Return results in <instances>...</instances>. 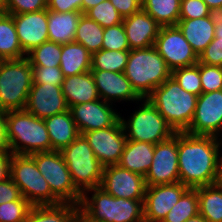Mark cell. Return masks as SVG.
I'll use <instances>...</instances> for the list:
<instances>
[{"mask_svg": "<svg viewBox=\"0 0 222 222\" xmlns=\"http://www.w3.org/2000/svg\"><path fill=\"white\" fill-rule=\"evenodd\" d=\"M221 138L178 132L180 182L188 188L216 184Z\"/></svg>", "mask_w": 222, "mask_h": 222, "instance_id": "1", "label": "cell"}, {"mask_svg": "<svg viewBox=\"0 0 222 222\" xmlns=\"http://www.w3.org/2000/svg\"><path fill=\"white\" fill-rule=\"evenodd\" d=\"M6 130L12 154L31 155L51 151L49 134L40 119L24 110L6 111Z\"/></svg>", "mask_w": 222, "mask_h": 222, "instance_id": "2", "label": "cell"}, {"mask_svg": "<svg viewBox=\"0 0 222 222\" xmlns=\"http://www.w3.org/2000/svg\"><path fill=\"white\" fill-rule=\"evenodd\" d=\"M197 98L185 91L172 76L147 97L175 132H185L189 128Z\"/></svg>", "mask_w": 222, "mask_h": 222, "instance_id": "3", "label": "cell"}, {"mask_svg": "<svg viewBox=\"0 0 222 222\" xmlns=\"http://www.w3.org/2000/svg\"><path fill=\"white\" fill-rule=\"evenodd\" d=\"M89 192H93L91 199ZM79 206L99 222H144V199L115 198L100 187L86 190Z\"/></svg>", "mask_w": 222, "mask_h": 222, "instance_id": "4", "label": "cell"}, {"mask_svg": "<svg viewBox=\"0 0 222 222\" xmlns=\"http://www.w3.org/2000/svg\"><path fill=\"white\" fill-rule=\"evenodd\" d=\"M124 74L136 93L144 99L167 80L172 71L152 46L146 49L129 50Z\"/></svg>", "mask_w": 222, "mask_h": 222, "instance_id": "5", "label": "cell"}, {"mask_svg": "<svg viewBox=\"0 0 222 222\" xmlns=\"http://www.w3.org/2000/svg\"><path fill=\"white\" fill-rule=\"evenodd\" d=\"M32 84V66L26 56L3 60L0 68V110H24Z\"/></svg>", "mask_w": 222, "mask_h": 222, "instance_id": "6", "label": "cell"}, {"mask_svg": "<svg viewBox=\"0 0 222 222\" xmlns=\"http://www.w3.org/2000/svg\"><path fill=\"white\" fill-rule=\"evenodd\" d=\"M60 152L75 187L82 194L88 189L100 187L104 166L95 157L83 134H80Z\"/></svg>", "mask_w": 222, "mask_h": 222, "instance_id": "7", "label": "cell"}, {"mask_svg": "<svg viewBox=\"0 0 222 222\" xmlns=\"http://www.w3.org/2000/svg\"><path fill=\"white\" fill-rule=\"evenodd\" d=\"M10 178L18 186L21 195L32 206L61 203L53 195L31 155L12 154Z\"/></svg>", "mask_w": 222, "mask_h": 222, "instance_id": "8", "label": "cell"}, {"mask_svg": "<svg viewBox=\"0 0 222 222\" xmlns=\"http://www.w3.org/2000/svg\"><path fill=\"white\" fill-rule=\"evenodd\" d=\"M127 121L120 117L127 140L157 144L171 138L176 132L156 107L147 99ZM128 132V133H126Z\"/></svg>", "mask_w": 222, "mask_h": 222, "instance_id": "9", "label": "cell"}, {"mask_svg": "<svg viewBox=\"0 0 222 222\" xmlns=\"http://www.w3.org/2000/svg\"><path fill=\"white\" fill-rule=\"evenodd\" d=\"M31 156L53 195L61 203L80 205L83 194L75 187L61 152L53 150Z\"/></svg>", "mask_w": 222, "mask_h": 222, "instance_id": "10", "label": "cell"}, {"mask_svg": "<svg viewBox=\"0 0 222 222\" xmlns=\"http://www.w3.org/2000/svg\"><path fill=\"white\" fill-rule=\"evenodd\" d=\"M154 47L171 71L198 63V55L177 26H161Z\"/></svg>", "mask_w": 222, "mask_h": 222, "instance_id": "11", "label": "cell"}, {"mask_svg": "<svg viewBox=\"0 0 222 222\" xmlns=\"http://www.w3.org/2000/svg\"><path fill=\"white\" fill-rule=\"evenodd\" d=\"M180 182L178 167V132L166 141L155 144L154 157L146 176V186Z\"/></svg>", "mask_w": 222, "mask_h": 222, "instance_id": "12", "label": "cell"}, {"mask_svg": "<svg viewBox=\"0 0 222 222\" xmlns=\"http://www.w3.org/2000/svg\"><path fill=\"white\" fill-rule=\"evenodd\" d=\"M220 131H222V90L202 93L197 98L192 122L185 132L219 138L222 135Z\"/></svg>", "mask_w": 222, "mask_h": 222, "instance_id": "13", "label": "cell"}, {"mask_svg": "<svg viewBox=\"0 0 222 222\" xmlns=\"http://www.w3.org/2000/svg\"><path fill=\"white\" fill-rule=\"evenodd\" d=\"M95 157L105 167L118 164L127 138L119 120L114 126L83 133Z\"/></svg>", "mask_w": 222, "mask_h": 222, "instance_id": "14", "label": "cell"}, {"mask_svg": "<svg viewBox=\"0 0 222 222\" xmlns=\"http://www.w3.org/2000/svg\"><path fill=\"white\" fill-rule=\"evenodd\" d=\"M145 177L120 167L118 164L103 168L100 188L115 198L144 199Z\"/></svg>", "mask_w": 222, "mask_h": 222, "instance_id": "15", "label": "cell"}, {"mask_svg": "<svg viewBox=\"0 0 222 222\" xmlns=\"http://www.w3.org/2000/svg\"><path fill=\"white\" fill-rule=\"evenodd\" d=\"M112 108V104L98 99L71 106L69 110L79 133L83 134L88 131L114 126L121 116Z\"/></svg>", "mask_w": 222, "mask_h": 222, "instance_id": "16", "label": "cell"}, {"mask_svg": "<svg viewBox=\"0 0 222 222\" xmlns=\"http://www.w3.org/2000/svg\"><path fill=\"white\" fill-rule=\"evenodd\" d=\"M188 189L181 182L147 186L144 198V222H161Z\"/></svg>", "mask_w": 222, "mask_h": 222, "instance_id": "17", "label": "cell"}, {"mask_svg": "<svg viewBox=\"0 0 222 222\" xmlns=\"http://www.w3.org/2000/svg\"><path fill=\"white\" fill-rule=\"evenodd\" d=\"M25 110L45 119L69 110L61 86L33 83L29 91Z\"/></svg>", "mask_w": 222, "mask_h": 222, "instance_id": "18", "label": "cell"}, {"mask_svg": "<svg viewBox=\"0 0 222 222\" xmlns=\"http://www.w3.org/2000/svg\"><path fill=\"white\" fill-rule=\"evenodd\" d=\"M13 15L15 29L25 54L48 39L47 9Z\"/></svg>", "mask_w": 222, "mask_h": 222, "instance_id": "19", "label": "cell"}, {"mask_svg": "<svg viewBox=\"0 0 222 222\" xmlns=\"http://www.w3.org/2000/svg\"><path fill=\"white\" fill-rule=\"evenodd\" d=\"M100 99L107 103L112 101H141L124 72L91 70Z\"/></svg>", "mask_w": 222, "mask_h": 222, "instance_id": "20", "label": "cell"}, {"mask_svg": "<svg viewBox=\"0 0 222 222\" xmlns=\"http://www.w3.org/2000/svg\"><path fill=\"white\" fill-rule=\"evenodd\" d=\"M130 50L154 46L161 25L144 9H140L122 21Z\"/></svg>", "mask_w": 222, "mask_h": 222, "instance_id": "21", "label": "cell"}, {"mask_svg": "<svg viewBox=\"0 0 222 222\" xmlns=\"http://www.w3.org/2000/svg\"><path fill=\"white\" fill-rule=\"evenodd\" d=\"M176 26L199 56L215 37V13L203 18L179 19Z\"/></svg>", "mask_w": 222, "mask_h": 222, "instance_id": "22", "label": "cell"}, {"mask_svg": "<svg viewBox=\"0 0 222 222\" xmlns=\"http://www.w3.org/2000/svg\"><path fill=\"white\" fill-rule=\"evenodd\" d=\"M61 89L69 108L100 99L91 71L64 77Z\"/></svg>", "mask_w": 222, "mask_h": 222, "instance_id": "23", "label": "cell"}, {"mask_svg": "<svg viewBox=\"0 0 222 222\" xmlns=\"http://www.w3.org/2000/svg\"><path fill=\"white\" fill-rule=\"evenodd\" d=\"M44 123L49 134L51 151H61L80 135L70 110L47 117Z\"/></svg>", "mask_w": 222, "mask_h": 222, "instance_id": "24", "label": "cell"}, {"mask_svg": "<svg viewBox=\"0 0 222 222\" xmlns=\"http://www.w3.org/2000/svg\"><path fill=\"white\" fill-rule=\"evenodd\" d=\"M154 148L151 143L127 140L118 165L145 177L152 164Z\"/></svg>", "mask_w": 222, "mask_h": 222, "instance_id": "25", "label": "cell"}, {"mask_svg": "<svg viewBox=\"0 0 222 222\" xmlns=\"http://www.w3.org/2000/svg\"><path fill=\"white\" fill-rule=\"evenodd\" d=\"M82 12L59 13L47 9L48 39L58 44L74 42L75 33Z\"/></svg>", "mask_w": 222, "mask_h": 222, "instance_id": "26", "label": "cell"}, {"mask_svg": "<svg viewBox=\"0 0 222 222\" xmlns=\"http://www.w3.org/2000/svg\"><path fill=\"white\" fill-rule=\"evenodd\" d=\"M92 54L76 42L62 44L60 69L64 77L91 71Z\"/></svg>", "mask_w": 222, "mask_h": 222, "instance_id": "27", "label": "cell"}, {"mask_svg": "<svg viewBox=\"0 0 222 222\" xmlns=\"http://www.w3.org/2000/svg\"><path fill=\"white\" fill-rule=\"evenodd\" d=\"M79 208L71 203L36 205L32 206L23 222H71Z\"/></svg>", "mask_w": 222, "mask_h": 222, "instance_id": "28", "label": "cell"}, {"mask_svg": "<svg viewBox=\"0 0 222 222\" xmlns=\"http://www.w3.org/2000/svg\"><path fill=\"white\" fill-rule=\"evenodd\" d=\"M25 56L15 29L13 15L0 14V59H20Z\"/></svg>", "mask_w": 222, "mask_h": 222, "instance_id": "29", "label": "cell"}, {"mask_svg": "<svg viewBox=\"0 0 222 222\" xmlns=\"http://www.w3.org/2000/svg\"><path fill=\"white\" fill-rule=\"evenodd\" d=\"M199 214L208 222H222V186L213 184L196 188Z\"/></svg>", "mask_w": 222, "mask_h": 222, "instance_id": "30", "label": "cell"}, {"mask_svg": "<svg viewBox=\"0 0 222 222\" xmlns=\"http://www.w3.org/2000/svg\"><path fill=\"white\" fill-rule=\"evenodd\" d=\"M144 9L161 26H176L181 0H141Z\"/></svg>", "mask_w": 222, "mask_h": 222, "instance_id": "31", "label": "cell"}, {"mask_svg": "<svg viewBox=\"0 0 222 222\" xmlns=\"http://www.w3.org/2000/svg\"><path fill=\"white\" fill-rule=\"evenodd\" d=\"M104 28L82 14L75 33L74 42L82 44L91 54L102 49Z\"/></svg>", "mask_w": 222, "mask_h": 222, "instance_id": "32", "label": "cell"}, {"mask_svg": "<svg viewBox=\"0 0 222 222\" xmlns=\"http://www.w3.org/2000/svg\"><path fill=\"white\" fill-rule=\"evenodd\" d=\"M198 214V192L196 188H188L161 222H185Z\"/></svg>", "mask_w": 222, "mask_h": 222, "instance_id": "33", "label": "cell"}, {"mask_svg": "<svg viewBox=\"0 0 222 222\" xmlns=\"http://www.w3.org/2000/svg\"><path fill=\"white\" fill-rule=\"evenodd\" d=\"M128 56L129 50L116 51L101 49L92 54L91 70L124 72Z\"/></svg>", "mask_w": 222, "mask_h": 222, "instance_id": "34", "label": "cell"}, {"mask_svg": "<svg viewBox=\"0 0 222 222\" xmlns=\"http://www.w3.org/2000/svg\"><path fill=\"white\" fill-rule=\"evenodd\" d=\"M62 44L46 41L26 54L31 66L59 67Z\"/></svg>", "mask_w": 222, "mask_h": 222, "instance_id": "35", "label": "cell"}, {"mask_svg": "<svg viewBox=\"0 0 222 222\" xmlns=\"http://www.w3.org/2000/svg\"><path fill=\"white\" fill-rule=\"evenodd\" d=\"M171 76L185 91L197 96L202 94L199 62L191 66L174 69Z\"/></svg>", "mask_w": 222, "mask_h": 222, "instance_id": "36", "label": "cell"}, {"mask_svg": "<svg viewBox=\"0 0 222 222\" xmlns=\"http://www.w3.org/2000/svg\"><path fill=\"white\" fill-rule=\"evenodd\" d=\"M214 39L198 56V62L222 67V20L215 13Z\"/></svg>", "mask_w": 222, "mask_h": 222, "instance_id": "37", "label": "cell"}, {"mask_svg": "<svg viewBox=\"0 0 222 222\" xmlns=\"http://www.w3.org/2000/svg\"><path fill=\"white\" fill-rule=\"evenodd\" d=\"M85 15L96 21L103 28L118 25L123 21V18L109 0H104L92 7Z\"/></svg>", "mask_w": 222, "mask_h": 222, "instance_id": "38", "label": "cell"}, {"mask_svg": "<svg viewBox=\"0 0 222 222\" xmlns=\"http://www.w3.org/2000/svg\"><path fill=\"white\" fill-rule=\"evenodd\" d=\"M32 205L21 196L18 200L0 204V222H23Z\"/></svg>", "mask_w": 222, "mask_h": 222, "instance_id": "39", "label": "cell"}, {"mask_svg": "<svg viewBox=\"0 0 222 222\" xmlns=\"http://www.w3.org/2000/svg\"><path fill=\"white\" fill-rule=\"evenodd\" d=\"M102 42L104 50H130L123 23L104 28Z\"/></svg>", "mask_w": 222, "mask_h": 222, "instance_id": "40", "label": "cell"}, {"mask_svg": "<svg viewBox=\"0 0 222 222\" xmlns=\"http://www.w3.org/2000/svg\"><path fill=\"white\" fill-rule=\"evenodd\" d=\"M202 93L222 90V67L199 63Z\"/></svg>", "mask_w": 222, "mask_h": 222, "instance_id": "41", "label": "cell"}, {"mask_svg": "<svg viewBox=\"0 0 222 222\" xmlns=\"http://www.w3.org/2000/svg\"><path fill=\"white\" fill-rule=\"evenodd\" d=\"M33 83L61 86L64 76L60 67L32 66Z\"/></svg>", "mask_w": 222, "mask_h": 222, "instance_id": "42", "label": "cell"}, {"mask_svg": "<svg viewBox=\"0 0 222 222\" xmlns=\"http://www.w3.org/2000/svg\"><path fill=\"white\" fill-rule=\"evenodd\" d=\"M7 14H22L47 9V0H4Z\"/></svg>", "mask_w": 222, "mask_h": 222, "instance_id": "43", "label": "cell"}, {"mask_svg": "<svg viewBox=\"0 0 222 222\" xmlns=\"http://www.w3.org/2000/svg\"><path fill=\"white\" fill-rule=\"evenodd\" d=\"M212 13L203 0H181L179 19L203 18Z\"/></svg>", "mask_w": 222, "mask_h": 222, "instance_id": "44", "label": "cell"}, {"mask_svg": "<svg viewBox=\"0 0 222 222\" xmlns=\"http://www.w3.org/2000/svg\"><path fill=\"white\" fill-rule=\"evenodd\" d=\"M83 0H47V9L59 13L82 12Z\"/></svg>", "mask_w": 222, "mask_h": 222, "instance_id": "45", "label": "cell"}, {"mask_svg": "<svg viewBox=\"0 0 222 222\" xmlns=\"http://www.w3.org/2000/svg\"><path fill=\"white\" fill-rule=\"evenodd\" d=\"M124 19L142 8L141 0H109Z\"/></svg>", "mask_w": 222, "mask_h": 222, "instance_id": "46", "label": "cell"}, {"mask_svg": "<svg viewBox=\"0 0 222 222\" xmlns=\"http://www.w3.org/2000/svg\"><path fill=\"white\" fill-rule=\"evenodd\" d=\"M21 196L18 186L11 178L0 183V204L18 200Z\"/></svg>", "mask_w": 222, "mask_h": 222, "instance_id": "47", "label": "cell"}, {"mask_svg": "<svg viewBox=\"0 0 222 222\" xmlns=\"http://www.w3.org/2000/svg\"><path fill=\"white\" fill-rule=\"evenodd\" d=\"M12 153L10 151L0 152V183L10 178V163Z\"/></svg>", "mask_w": 222, "mask_h": 222, "instance_id": "48", "label": "cell"}, {"mask_svg": "<svg viewBox=\"0 0 222 222\" xmlns=\"http://www.w3.org/2000/svg\"><path fill=\"white\" fill-rule=\"evenodd\" d=\"M9 151L6 130V111L0 110V152Z\"/></svg>", "mask_w": 222, "mask_h": 222, "instance_id": "49", "label": "cell"}, {"mask_svg": "<svg viewBox=\"0 0 222 222\" xmlns=\"http://www.w3.org/2000/svg\"><path fill=\"white\" fill-rule=\"evenodd\" d=\"M71 222H99L92 220L86 213H84L80 208L74 213Z\"/></svg>", "mask_w": 222, "mask_h": 222, "instance_id": "50", "label": "cell"}, {"mask_svg": "<svg viewBox=\"0 0 222 222\" xmlns=\"http://www.w3.org/2000/svg\"><path fill=\"white\" fill-rule=\"evenodd\" d=\"M213 13H218L222 9V0H203Z\"/></svg>", "mask_w": 222, "mask_h": 222, "instance_id": "51", "label": "cell"}, {"mask_svg": "<svg viewBox=\"0 0 222 222\" xmlns=\"http://www.w3.org/2000/svg\"><path fill=\"white\" fill-rule=\"evenodd\" d=\"M104 0H83L82 1V13L85 14L89 9L103 2Z\"/></svg>", "mask_w": 222, "mask_h": 222, "instance_id": "52", "label": "cell"}, {"mask_svg": "<svg viewBox=\"0 0 222 222\" xmlns=\"http://www.w3.org/2000/svg\"><path fill=\"white\" fill-rule=\"evenodd\" d=\"M216 184L222 186V156L221 155L218 157V173H217Z\"/></svg>", "mask_w": 222, "mask_h": 222, "instance_id": "53", "label": "cell"}, {"mask_svg": "<svg viewBox=\"0 0 222 222\" xmlns=\"http://www.w3.org/2000/svg\"><path fill=\"white\" fill-rule=\"evenodd\" d=\"M185 222H208L202 215L198 214L192 218L187 219Z\"/></svg>", "mask_w": 222, "mask_h": 222, "instance_id": "54", "label": "cell"}, {"mask_svg": "<svg viewBox=\"0 0 222 222\" xmlns=\"http://www.w3.org/2000/svg\"><path fill=\"white\" fill-rule=\"evenodd\" d=\"M6 13V7L4 4V0H0V14H5Z\"/></svg>", "mask_w": 222, "mask_h": 222, "instance_id": "55", "label": "cell"}, {"mask_svg": "<svg viewBox=\"0 0 222 222\" xmlns=\"http://www.w3.org/2000/svg\"><path fill=\"white\" fill-rule=\"evenodd\" d=\"M217 17L222 20V9L217 13Z\"/></svg>", "mask_w": 222, "mask_h": 222, "instance_id": "56", "label": "cell"}]
</instances>
